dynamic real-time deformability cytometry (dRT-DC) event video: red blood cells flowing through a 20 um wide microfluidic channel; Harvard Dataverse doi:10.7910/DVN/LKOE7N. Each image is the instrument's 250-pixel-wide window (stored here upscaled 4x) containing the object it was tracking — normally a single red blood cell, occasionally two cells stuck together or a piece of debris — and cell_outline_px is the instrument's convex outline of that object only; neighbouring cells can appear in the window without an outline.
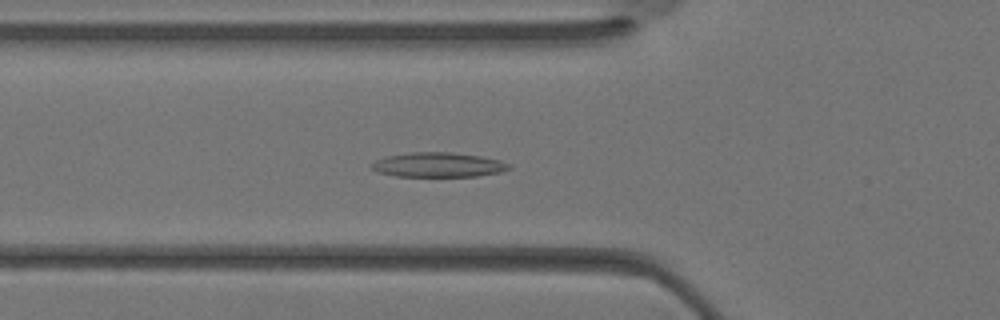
{"species": "Egyptian fruit bat (a non-hibernating species)", "species_latin": "Rousettus aegyptiacus", "temperature_condition": "warm", "stored_images_in_passage": 29, "camera_frame_rate_fps": 3000, "um_per_image_px": 0.085, "animal": {"sex": "female"}, "frame": {"image": 1, "passage_image": 6, "time_ms": 1.667, "image_size_px": [1000, 320], "cell_outline_px": [[512, 168], [500, 172], [476, 176], [396, 176], [380, 172], [372, 168], [372, 164], [376, 160], [388, 156], [412, 152], [452, 152], [480, 156], [500, 160], [512, 164]], "centroid_in_image_um": [37.32, 14.0], "position_along_channel_um": 88.5, "area_um2": 19.54}}
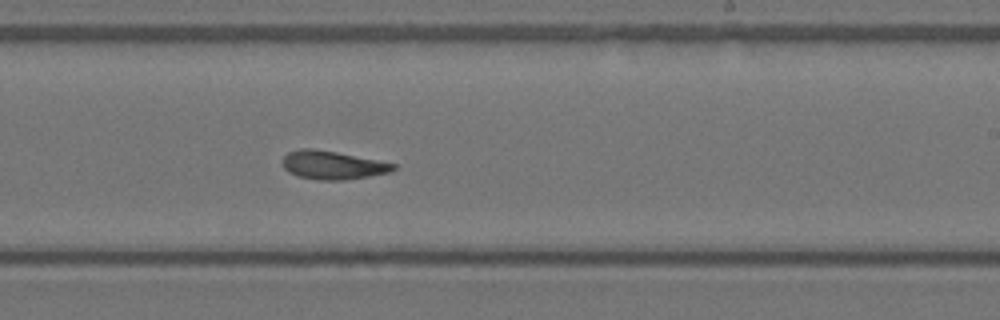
{"frame": {"image": 2, "passage_image": 15, "time_ms": 4.667, "image_size_px": [1000, 320], "cell_outline_px": [[396, 168], [392, 172], [344, 180], [320, 180], [300, 176], [288, 172], [284, 168], [284, 156], [288, 152], [300, 148], [312, 148], [336, 152], [396, 164]], "centroid_in_image_um": [28.28, 14.03], "position_along_channel_um": 260.7, "area_um2": 18.09}}
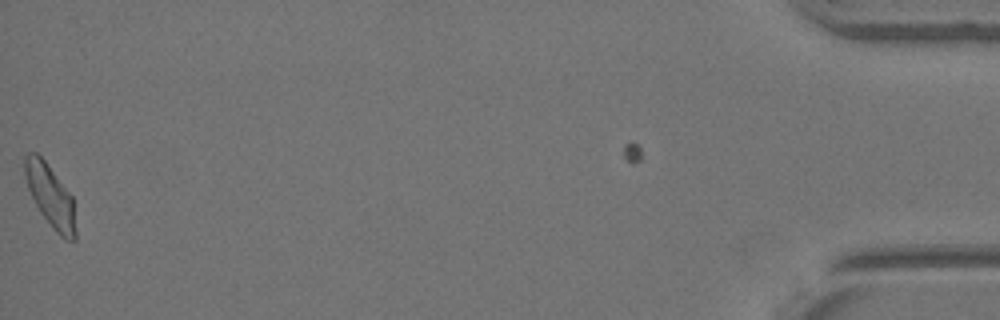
{"frame": {"image": 3, "passage_image": 29, "time_ms": 9.333, "image_size_px": [1000, 320], "cell_outline_px": [[76, 240], [64, 240], [52, 228], [40, 212], [28, 188], [24, 176], [24, 156], [28, 152], [36, 152], [44, 160], [72, 196], [76, 232]], "centroid_in_image_um": [4.27, 16.66], "position_along_channel_um": 430.9, "area_um2": 18.32}}